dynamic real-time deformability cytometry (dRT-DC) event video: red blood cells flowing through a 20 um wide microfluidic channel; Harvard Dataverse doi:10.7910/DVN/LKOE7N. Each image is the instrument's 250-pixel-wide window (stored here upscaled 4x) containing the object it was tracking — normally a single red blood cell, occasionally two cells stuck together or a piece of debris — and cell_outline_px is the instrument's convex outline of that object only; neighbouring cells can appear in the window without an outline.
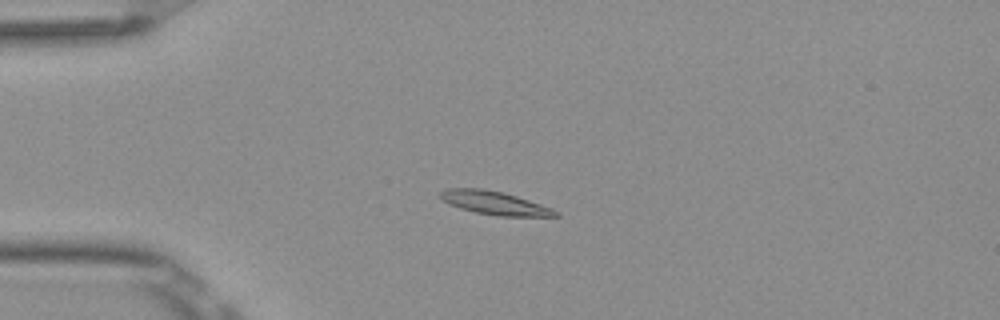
{"species": "Egyptian fruit bat (a non-hibernating species)", "species_latin": "Rousettus aegyptiacus", "temperature_condition": "room temperature", "stored_images_in_passage": 54, "camera_frame_rate_fps": 3000, "um_per_image_px": 0.085, "frame": {"image": 1, "passage_image": 14, "time_ms": 4.333, "image_size_px": [1000, 320], "cell_outline_px": [[560, 216], [496, 216], [476, 212], [460, 208], [448, 204], [440, 196], [440, 192], [448, 188], [484, 188], [504, 192], [552, 208], [560, 212]], "centroid_in_image_um": [42.05, 17.25], "position_along_channel_um": 42.9, "area_um2": 15.66}}
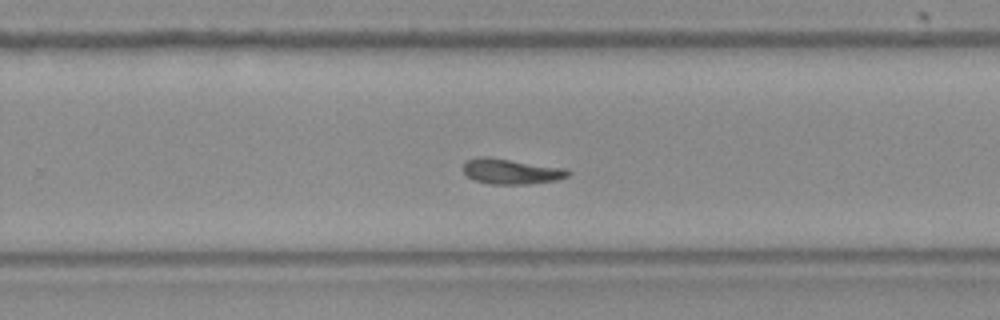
{"frame": {"image": 2, "passage_image": 35, "time_ms": 11.333, "image_size_px": [1000, 320], "cell_outline_px": [[572, 172], [568, 176], [556, 180], [524, 184], [488, 184], [476, 180], [468, 176], [464, 172], [464, 164], [468, 160], [476, 156], [488, 156], [568, 168]], "centroid_in_image_um": [43.48, 14.55], "position_along_channel_um": 286.3, "area_um2": 15.61}}
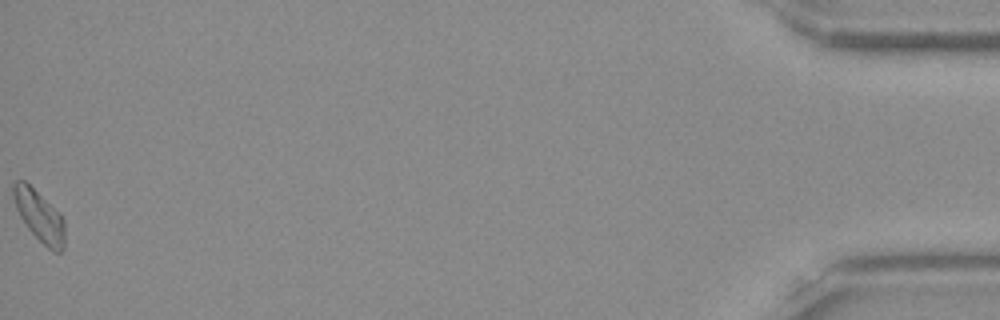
{"frame": {"image": 3, "passage_image": 54, "time_ms": 17.667, "image_size_px": [1000, 320], "cell_outline_px": [[64, 248], [60, 252], [52, 252], [28, 228], [20, 216], [16, 208], [12, 196], [12, 184], [16, 180], [24, 180], [64, 220]], "centroid_in_image_um": [3.31, 18.37], "position_along_channel_um": 431.9, "area_um2": 14.74}, "authors_computed_cell_mechanics": {"area_um2": 15.1436, "velocity_mm_per_s": 3.8382, "shape_relaxation_time_tau1_ms": null, "shape_relaxation_time_tau2_ms": 1.6217, "deformation_change_tau1": null, "deformation_change_tau2": 0.0855}}